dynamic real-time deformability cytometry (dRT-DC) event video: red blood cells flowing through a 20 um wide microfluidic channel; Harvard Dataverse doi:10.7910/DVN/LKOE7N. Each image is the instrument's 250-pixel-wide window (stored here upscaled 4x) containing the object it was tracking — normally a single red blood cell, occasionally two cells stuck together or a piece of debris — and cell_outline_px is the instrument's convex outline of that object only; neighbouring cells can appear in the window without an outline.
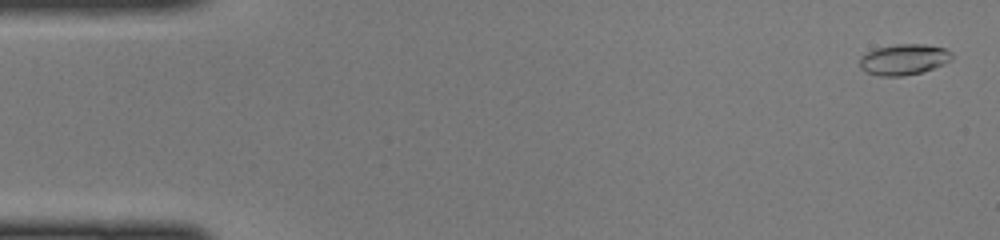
{"species": "common noctule bat (a hibernating species)", "species_latin": "Nyctalus noctula", "temperature_condition": "cold", "stored_images_in_passage": 44, "camera_frame_rate_fps": 3000, "um_per_image_px": 0.085, "animal": {"sex": "female", "body_mass_g": 22.0, "forearm_length_mm": 56.7}, "frame": {"image": 1, "passage_image": 2, "time_ms": 0.333, "image_size_px": [1000, 240], "cell_outline_px": [[952, 60], [932, 68], [920, 72], [900, 76], [880, 76], [868, 72], [860, 68], [860, 56], [876, 48], [896, 44], [924, 44], [944, 48], [952, 52]], "centroid_in_image_um": [76.82, 5.04], "position_along_channel_um": 8.2, "area_um2": 16.36}}
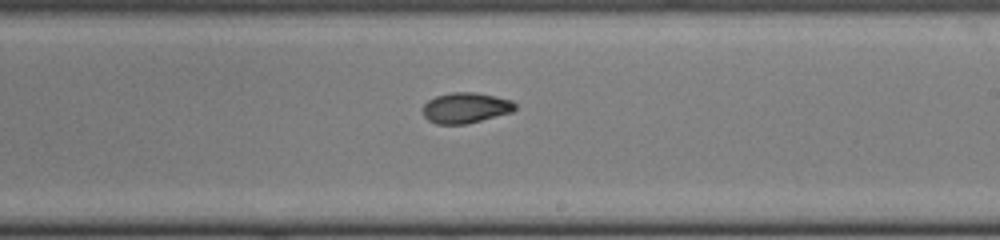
{"frame": {"image": 2, "passage_image": 28, "time_ms": 9.0, "image_size_px": [1000, 240], "cell_outline_px": [[516, 108], [512, 112], [464, 124], [436, 124], [428, 120], [424, 116], [424, 104], [428, 100], [436, 96], [452, 92], [476, 92], [512, 100], [516, 104]], "centroid_in_image_um": [39.58, 9.16], "position_along_channel_um": 249.4, "area_um2": 16.3}}
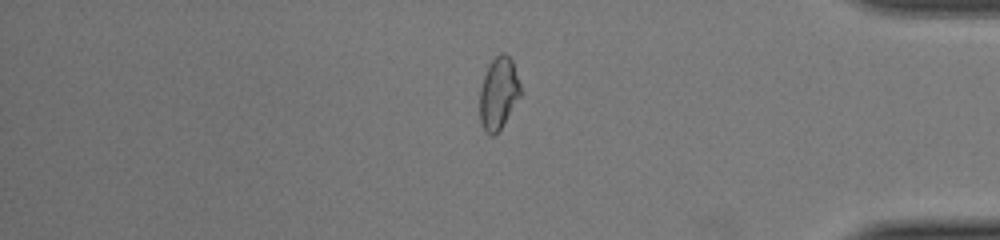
{"frame": {"image": 3, "passage_image": 40, "time_ms": 13.0, "image_size_px": [1000, 240], "cell_outline_px": [[520, 96], [500, 128], [492, 136], [480, 124], [480, 88], [488, 64], [500, 52], [504, 52], [512, 60], [520, 84]], "centroid_in_image_um": [42.36, 7.88], "position_along_channel_um": 392.8, "area_um2": 16.76}}